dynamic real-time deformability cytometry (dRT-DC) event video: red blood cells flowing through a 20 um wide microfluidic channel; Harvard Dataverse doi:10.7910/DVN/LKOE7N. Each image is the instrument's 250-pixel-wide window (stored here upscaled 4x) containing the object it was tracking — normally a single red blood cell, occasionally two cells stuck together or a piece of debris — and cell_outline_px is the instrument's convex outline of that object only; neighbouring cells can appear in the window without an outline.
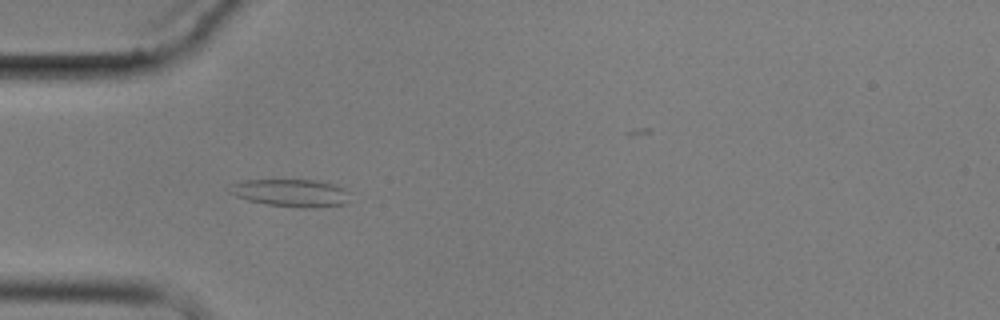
{"species": "common noctule bat (a hibernating species)", "species_latin": "Nyctalus noctula", "temperature_condition": "cold", "stored_images_in_passage": 3, "camera_frame_rate_fps": 3000, "um_per_image_px": 0.085, "animal": {"sex": "male", "body_mass_g": 17.9}, "frame": {"image": 1, "passage_image": 2, "time_ms": 1.333, "image_size_px": [1000, 320], "cell_outline_px": [[348, 200], [344, 204], [312, 208], [304, 208], [264, 204], [248, 200], [236, 196], [228, 192], [232, 184], [240, 180], [316, 180], [336, 184], [344, 188], [348, 192]], "centroid_in_image_um": [24.73, 16.39], "position_along_channel_um": 60.3, "area_um2": 19.42}}